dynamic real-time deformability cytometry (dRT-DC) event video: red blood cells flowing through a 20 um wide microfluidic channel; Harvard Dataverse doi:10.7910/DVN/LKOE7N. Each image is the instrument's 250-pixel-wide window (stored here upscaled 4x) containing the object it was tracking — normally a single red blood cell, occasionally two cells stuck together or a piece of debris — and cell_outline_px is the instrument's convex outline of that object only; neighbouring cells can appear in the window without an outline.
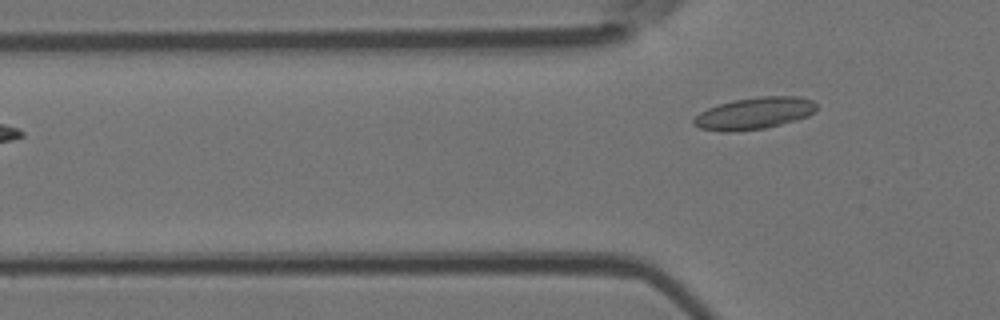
{"species": "Egyptian fruit bat (a non-hibernating species)", "species_latin": "Rousettus aegyptiacus", "temperature_condition": "room temperature", "stored_images_in_passage": 2, "camera_frame_rate_fps": 3000, "um_per_image_px": 0.085, "animal": {"sex": "female"}, "frame": {"image": 1, "passage_image": 2, "time_ms": 1.333, "image_size_px": [1000, 320], "cell_outline_px": [[816, 108], [808, 116], [796, 120], [764, 128], [732, 132], [720, 132], [700, 128], [692, 124], [692, 120], [700, 112], [708, 108], [720, 104], [736, 100], [760, 96], [800, 96], [812, 100], [816, 104]], "centroid_in_image_um": [64.09, 9.64], "position_along_channel_um": 61.7, "area_um2": 22.72}}